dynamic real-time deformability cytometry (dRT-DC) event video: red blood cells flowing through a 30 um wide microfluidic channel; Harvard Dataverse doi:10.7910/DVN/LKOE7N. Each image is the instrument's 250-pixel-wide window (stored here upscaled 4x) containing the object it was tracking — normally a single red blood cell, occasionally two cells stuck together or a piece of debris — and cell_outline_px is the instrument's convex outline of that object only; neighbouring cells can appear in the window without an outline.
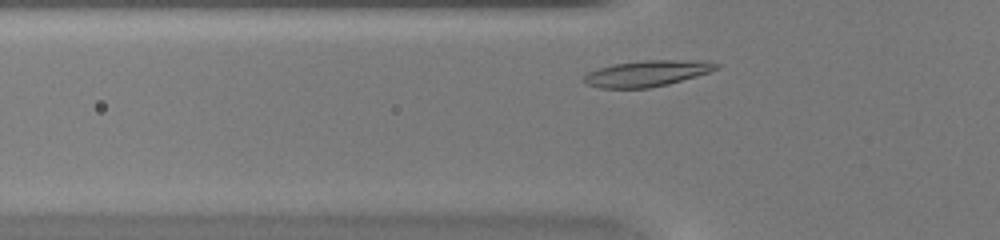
{"species": "common noctule bat (a hibernating species)", "species_latin": "Nyctalus noctula", "temperature_condition": "warm", "stored_images_in_passage": 25, "camera_frame_rate_fps": 3000, "um_per_image_px": 0.085, "animal": {"sex": "female", "body_mass_g": 20.0, "forearm_length_mm": 54.0}, "frame": {"image": 1, "passage_image": 3, "time_ms": 0.667, "image_size_px": [1000, 240], "cell_outline_px": [[720, 68], [696, 76], [668, 84], [648, 88], [600, 88], [588, 84], [584, 80], [584, 76], [588, 72], [612, 64], [644, 60], [704, 60], [720, 64]], "centroid_in_image_um": [55.04, 6.23], "position_along_channel_um": 70.8, "area_um2": 20.0}}
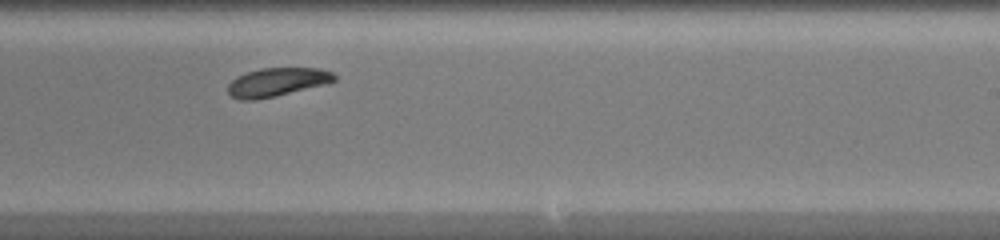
{"frame": {"image": 2, "passage_image": 16, "time_ms": 5.0, "image_size_px": [1000, 240], "cell_outline_px": [[336, 80], [328, 84], [256, 100], [240, 100], [232, 96], [228, 92], [228, 84], [236, 76], [260, 68], [320, 68], [332, 72], [336, 76]], "centroid_in_image_um": [23.56, 6.97], "position_along_channel_um": 265.4, "area_um2": 17.74}}
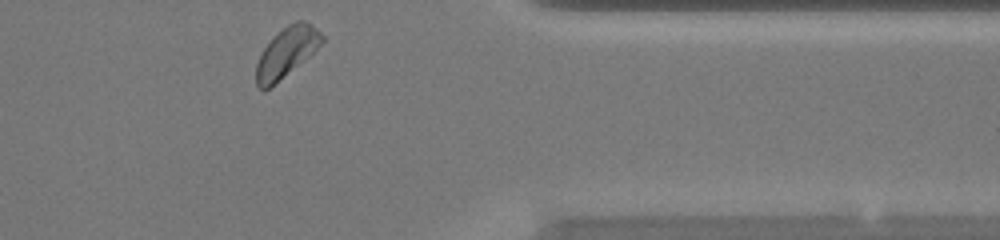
{"frame": {"image": 3, "passage_image": 25, "time_ms": 8.0, "image_size_px": [1000, 240], "cell_outline_px": [[324, 40], [304, 60], [264, 92], [256, 84], [256, 64], [264, 48], [276, 32], [288, 24], [296, 20], [304, 20], [312, 24], [324, 36]], "centroid_in_image_um": [24.34, 4.42], "position_along_channel_um": 387.1, "area_um2": 18.84}}